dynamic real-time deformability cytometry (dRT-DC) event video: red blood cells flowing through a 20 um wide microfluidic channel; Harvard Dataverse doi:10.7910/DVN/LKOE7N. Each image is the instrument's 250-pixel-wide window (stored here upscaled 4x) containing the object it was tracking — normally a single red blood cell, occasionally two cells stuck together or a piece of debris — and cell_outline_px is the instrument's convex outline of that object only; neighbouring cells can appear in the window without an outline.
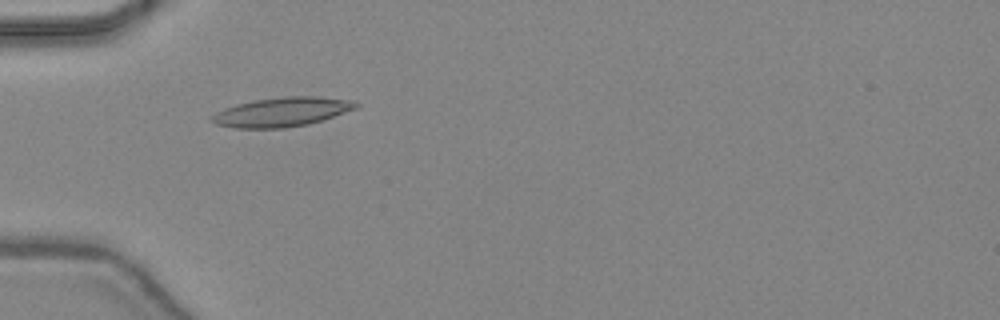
{"species": "common noctule bat (a hibernating species)", "species_latin": "Nyctalus noctula", "temperature_condition": "warm", "stored_images_in_passage": 37, "camera_frame_rate_fps": 3000, "um_per_image_px": 0.085, "animal": {"sex": "female", "body_mass_g": 24.6, "forearm_length_mm": 56.2}, "frame": {"image": 1, "passage_image": 6, "time_ms": 1.667, "image_size_px": [1000, 320], "cell_outline_px": [[360, 104], [356, 108], [308, 124], [284, 128], [232, 128], [216, 124], [208, 120], [216, 112], [224, 108], [236, 104], [256, 100], [284, 96], [316, 96], [352, 100]], "centroid_in_image_um": [23.91, 9.52], "position_along_channel_um": 61.1, "area_um2": 24.45}}
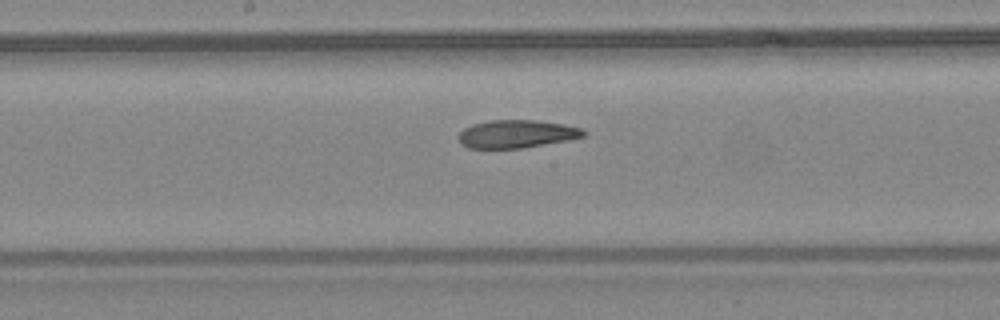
{"frame": {"image": 2, "passage_image": 16, "time_ms": 5.0, "image_size_px": [1000, 320], "cell_outline_px": [[588, 132], [584, 136], [568, 140], [524, 148], [468, 148], [460, 144], [456, 136], [464, 128], [472, 124], [488, 120], [536, 120], [564, 124], [580, 128]], "centroid_in_image_um": [43.88, 11.38], "position_along_channel_um": 204.3, "area_um2": 20.58}}
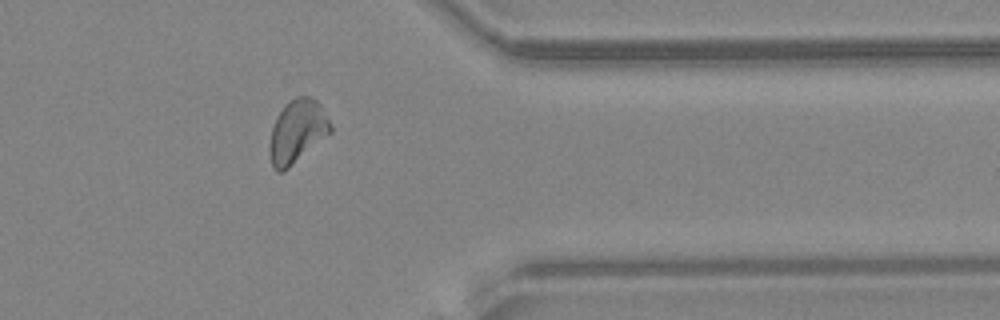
{"frame": {"image": 3, "passage_image": 29, "time_ms": 9.333, "image_size_px": [1000, 320], "cell_outline_px": [[332, 132], [284, 172], [276, 172], [272, 168], [268, 152], [268, 144], [272, 128], [276, 116], [284, 104], [296, 96], [308, 96], [316, 100], [320, 104], [332, 124]], "centroid_in_image_um": [25.24, 11.19], "position_along_channel_um": 386.2, "area_um2": 22.89}, "authors_computed_cell_mechanics": {"area_um2": 21.8484, "velocity_mm_per_s": 4.4394, "shape_relaxation_time_tau1_ms": null, "shape_relaxation_time_tau2_ms": 6.4938, "deformation_change_tau1": null, "deformation_change_tau2": 0.1623}}